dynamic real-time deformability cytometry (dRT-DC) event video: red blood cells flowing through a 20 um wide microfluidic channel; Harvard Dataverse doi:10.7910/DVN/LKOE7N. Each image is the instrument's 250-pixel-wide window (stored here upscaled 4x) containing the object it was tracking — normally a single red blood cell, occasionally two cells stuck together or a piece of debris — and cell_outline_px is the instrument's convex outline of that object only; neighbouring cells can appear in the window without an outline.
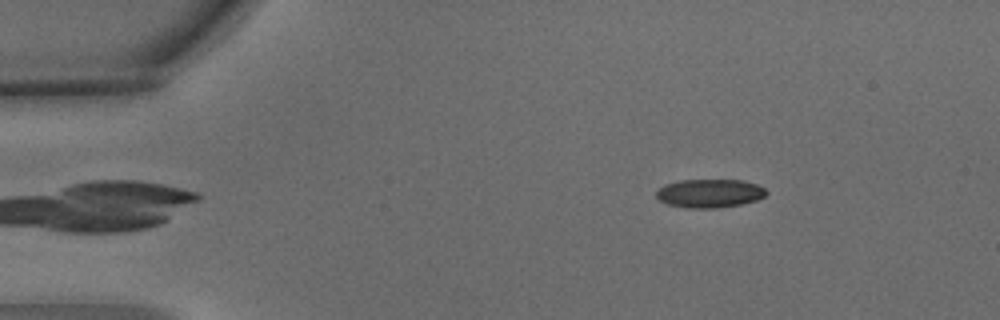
{"species": "common noctule bat (a hibernating species)", "species_latin": "Nyctalus noctula", "temperature_condition": "warm", "stored_images_in_passage": 4, "camera_frame_rate_fps": 3000, "um_per_image_px": 0.085, "animal": {"sex": "male", "body_mass_g": 15.6}, "frame": {"image": 1, "passage_image": 4, "time_ms": 1.0, "image_size_px": [1000, 320], "cell_outline_px": [[768, 192], [764, 196], [756, 200], [740, 204], [716, 208], [688, 208], [668, 204], [660, 200], [656, 196], [656, 192], [664, 184], [680, 180], [744, 180], [756, 184], [764, 188]], "centroid_in_image_um": [60.31, 16.42], "position_along_channel_um": 24.7, "area_um2": 18.21}}